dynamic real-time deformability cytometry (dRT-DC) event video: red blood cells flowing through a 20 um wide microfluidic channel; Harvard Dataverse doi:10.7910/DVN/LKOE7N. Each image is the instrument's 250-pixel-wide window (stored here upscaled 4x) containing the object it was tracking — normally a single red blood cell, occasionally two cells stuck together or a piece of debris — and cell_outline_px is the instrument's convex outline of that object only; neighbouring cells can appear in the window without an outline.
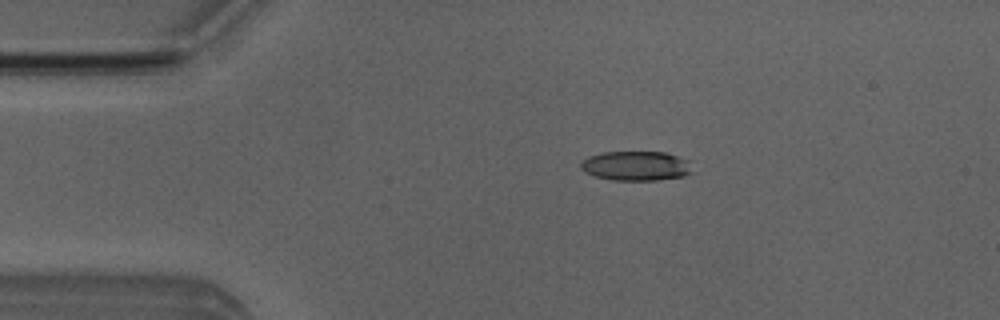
{"species": "Egyptian fruit bat (a non-hibernating species)", "species_latin": "Rousettus aegyptiacus", "temperature_condition": "room temperature", "stored_images_in_passage": 6, "camera_frame_rate_fps": 3000, "um_per_image_px": 0.085, "animal": {"sex": "male"}, "frame": {"image": 1, "passage_image": 3, "time_ms": 2.333, "image_size_px": [1000, 320], "cell_outline_px": [[692, 172], [684, 176], [656, 180], [612, 180], [596, 176], [584, 172], [580, 168], [580, 164], [588, 156], [604, 152], [664, 152], [688, 160]], "centroid_in_image_um": [54.04, 14.1], "position_along_channel_um": 31.0, "area_um2": 19.07}}